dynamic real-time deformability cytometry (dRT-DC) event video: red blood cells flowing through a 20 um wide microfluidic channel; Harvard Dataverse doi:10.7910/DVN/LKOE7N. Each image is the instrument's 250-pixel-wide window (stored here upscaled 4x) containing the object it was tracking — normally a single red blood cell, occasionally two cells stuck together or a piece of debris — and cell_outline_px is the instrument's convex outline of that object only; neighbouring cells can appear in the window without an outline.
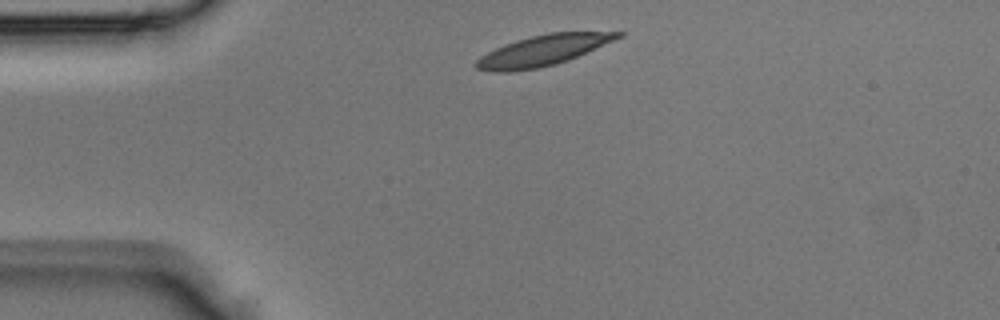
{"species": "Egyptian fruit bat (a non-hibernating species)", "species_latin": "Rousettus aegyptiacus", "temperature_condition": "room temperature", "stored_images_in_passage": 3, "camera_frame_rate_fps": 3000, "um_per_image_px": 0.085, "animal": {"sex": "male"}, "frame": {"image": 1, "passage_image": 1, "time_ms": 0.0, "image_size_px": [1000, 320], "cell_outline_px": [[624, 36], [568, 60], [556, 64], [536, 68], [508, 72], [488, 72], [476, 68], [472, 64], [480, 56], [504, 44], [516, 40], [548, 32], [624, 32]], "centroid_in_image_um": [46.1, 4.29], "position_along_channel_um": 38.9, "area_um2": 25.2}}
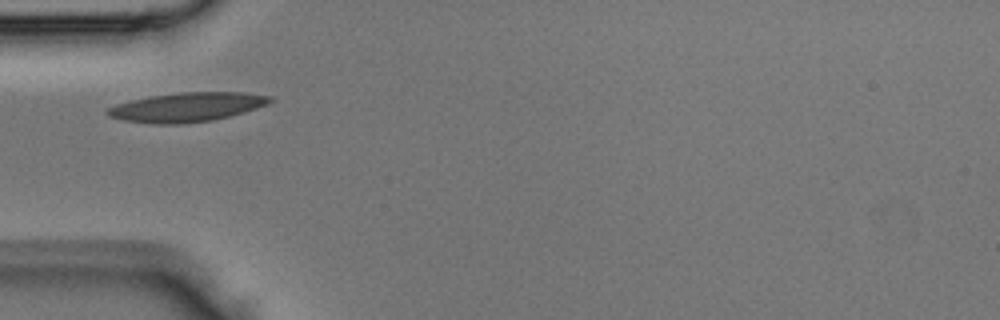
{"frame": {"image": 2, "passage_image": 2, "time_ms": 0.333, "image_size_px": [1000, 320], "cell_outline_px": [[276, 100], [268, 104], [244, 112], [212, 120], [184, 124], [152, 124], [124, 120], [108, 116], [104, 112], [108, 108], [116, 104], [132, 100], [152, 96], [180, 92], [244, 92], [272, 96]], "centroid_in_image_um": [15.91, 9.1], "position_along_channel_um": 69.1, "area_um2": 27.74}}
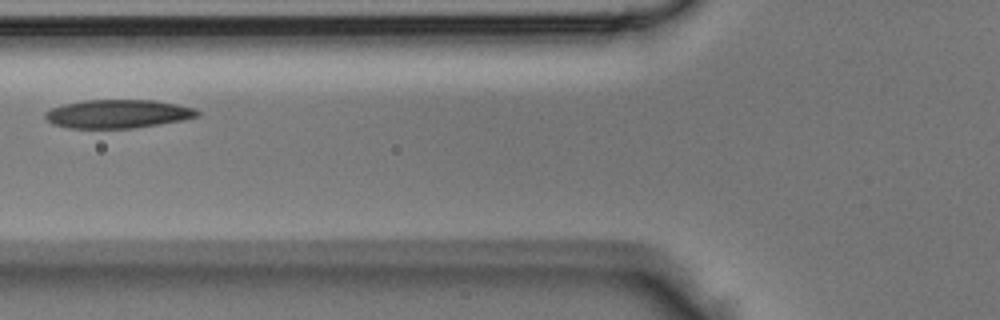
{"frame": {"image": 3, "passage_image": 3, "time_ms": 0.667, "image_size_px": [1000, 320], "cell_outline_px": [[200, 112], [196, 116], [184, 120], [132, 128], [68, 128], [52, 124], [44, 116], [44, 112], [52, 108], [64, 104], [84, 100], [152, 100], [176, 104], [196, 108]], "centroid_in_image_um": [10.0, 9.68], "position_along_channel_um": 115.8, "area_um2": 25.2}}